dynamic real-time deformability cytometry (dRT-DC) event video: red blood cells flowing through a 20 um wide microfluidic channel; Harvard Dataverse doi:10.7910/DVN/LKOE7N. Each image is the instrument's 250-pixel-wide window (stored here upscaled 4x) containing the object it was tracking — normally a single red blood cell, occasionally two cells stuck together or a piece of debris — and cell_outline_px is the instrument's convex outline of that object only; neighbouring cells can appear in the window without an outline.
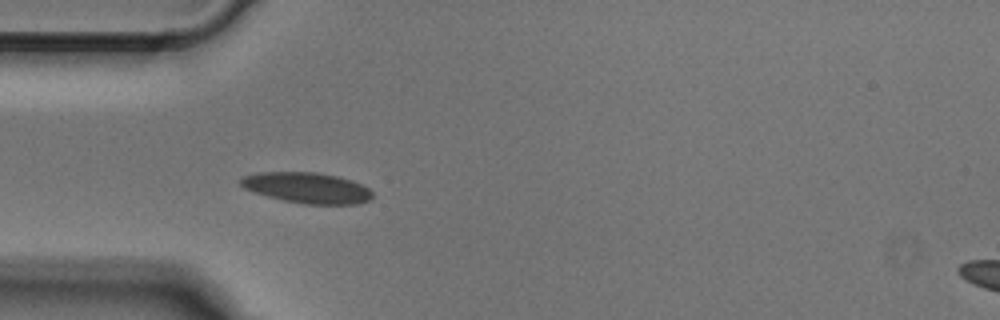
{"species": "Egyptian fruit bat (a non-hibernating species)", "species_latin": "Rousettus aegyptiacus", "temperature_condition": "cold", "stored_images_in_passage": 37, "camera_frame_rate_fps": 3000, "um_per_image_px": 0.085, "animal": {"sex": "male"}, "frame": {"image": 1, "passage_image": 1, "time_ms": 0.0, "image_size_px": [1000, 320], "cell_outline_px": [[372, 196], [368, 200], [356, 204], [304, 204], [284, 200], [268, 196], [244, 188], [240, 184], [240, 180], [244, 176], [260, 172], [316, 172], [336, 176], [352, 180], [368, 188], [372, 192]], "centroid_in_image_um": [26.1, 15.96], "position_along_channel_um": 58.9, "area_um2": 23.29}}
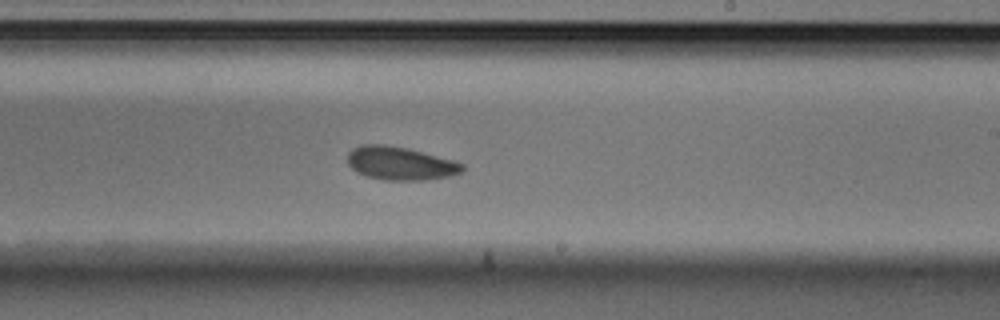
{"frame": {"image": 2, "passage_image": 16, "time_ms": 5.0, "image_size_px": [1000, 320], "cell_outline_px": [[464, 168], [460, 172], [448, 176], [424, 180], [384, 180], [368, 176], [356, 172], [348, 164], [348, 152], [352, 148], [364, 144], [384, 144], [408, 148], [452, 160], [464, 164]], "centroid_in_image_um": [33.99, 13.88], "position_along_channel_um": 255.0, "area_um2": 22.14}}
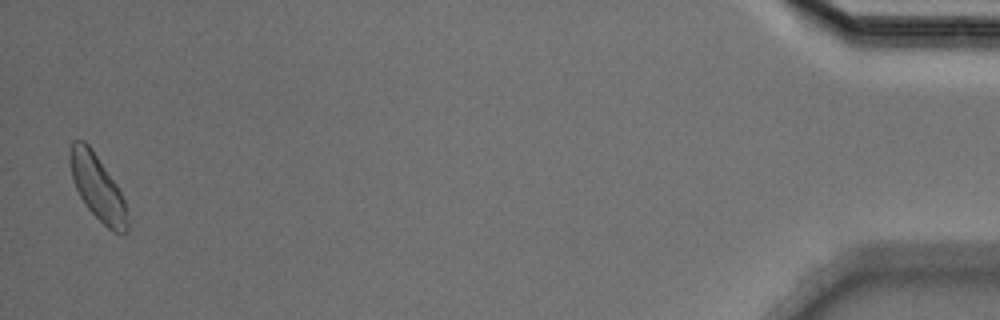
{"frame": {"image": 3, "passage_image": 36, "time_ms": 11.667, "image_size_px": [1000, 320], "cell_outline_px": [[128, 228], [120, 236], [112, 232], [84, 204], [76, 188], [72, 176], [68, 160], [68, 152], [72, 140], [84, 140], [88, 144], [116, 184], [124, 200], [128, 224]], "centroid_in_image_um": [8.26, 15.93], "position_along_channel_um": 426.9, "area_um2": 21.62}}